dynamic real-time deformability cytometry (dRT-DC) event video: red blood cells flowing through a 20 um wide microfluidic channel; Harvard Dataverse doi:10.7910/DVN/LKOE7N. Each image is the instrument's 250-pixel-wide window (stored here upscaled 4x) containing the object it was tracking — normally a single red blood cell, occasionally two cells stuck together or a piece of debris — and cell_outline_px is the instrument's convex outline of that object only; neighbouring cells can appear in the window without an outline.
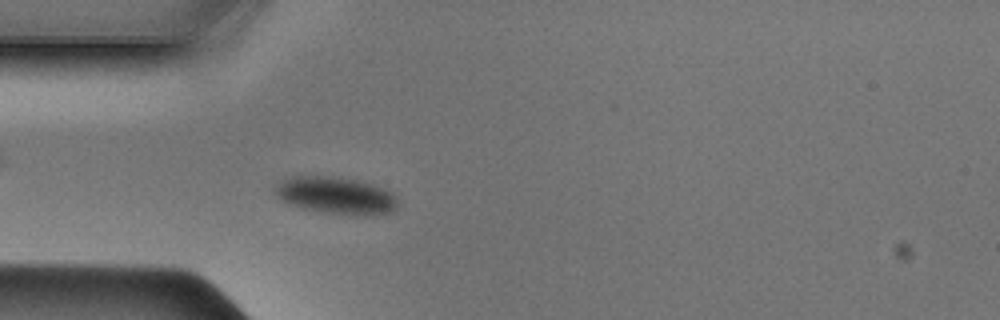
{"species": "Egyptian fruit bat (a non-hibernating species)", "species_latin": "Rousettus aegyptiacus", "temperature_condition": "cold", "stored_images_in_passage": 39, "camera_frame_rate_fps": 3000, "um_per_image_px": 0.085, "animal": {"sex": "male"}, "frame": {"image": 1, "passage_image": 4, "time_ms": 1.0, "image_size_px": [1000, 320], "cell_outline_px": [[396, 208], [392, 212], [356, 216], [324, 212], [304, 208], [292, 204], [276, 196], [272, 188], [280, 180], [292, 176], [336, 176], [356, 180], [372, 184], [392, 192], [396, 196]], "centroid_in_image_um": [28.53, 16.6], "position_along_channel_um": 56.5, "area_um2": 26.53}}
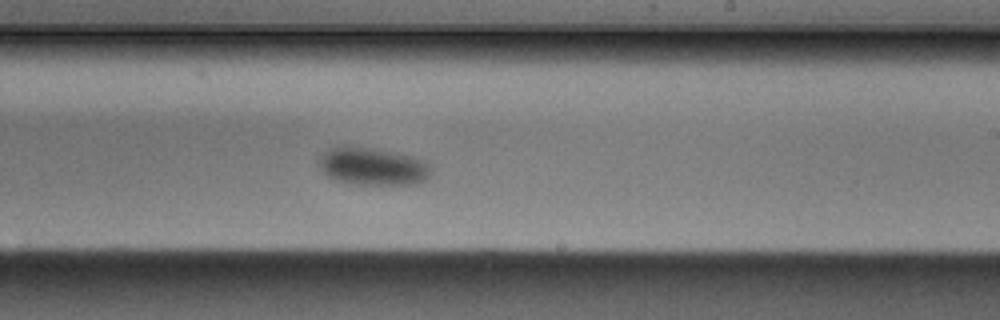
{"frame": {"image": 2, "passage_image": 19, "time_ms": 6.0, "image_size_px": [1000, 320], "cell_outline_px": [[432, 172], [424, 180], [416, 184], [352, 184], [328, 176], [320, 168], [316, 160], [328, 148], [336, 144], [352, 144], [396, 152], [412, 156], [424, 160]], "centroid_in_image_um": [31.61, 14.09], "position_along_channel_um": 257.4, "area_um2": 25.09}}
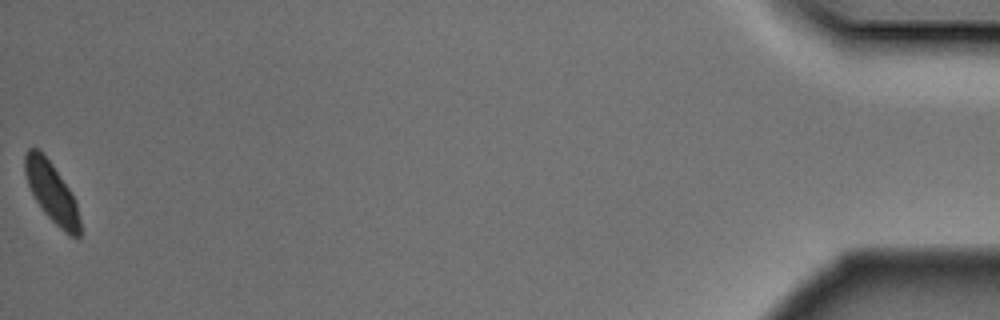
{"frame": {"image": 3, "passage_image": 39, "time_ms": 12.667, "image_size_px": [1000, 320], "cell_outline_px": [[80, 236], [68, 236], [44, 212], [36, 200], [28, 184], [24, 172], [24, 156], [28, 148], [36, 148], [52, 164], [76, 200], [80, 220]], "centroid_in_image_um": [4.39, 16.36], "position_along_channel_um": 430.8, "area_um2": 18.84}}